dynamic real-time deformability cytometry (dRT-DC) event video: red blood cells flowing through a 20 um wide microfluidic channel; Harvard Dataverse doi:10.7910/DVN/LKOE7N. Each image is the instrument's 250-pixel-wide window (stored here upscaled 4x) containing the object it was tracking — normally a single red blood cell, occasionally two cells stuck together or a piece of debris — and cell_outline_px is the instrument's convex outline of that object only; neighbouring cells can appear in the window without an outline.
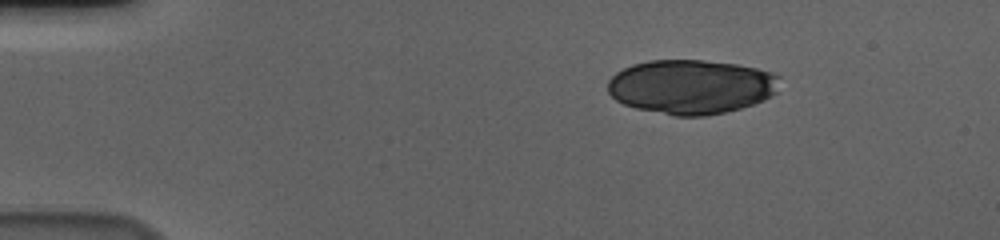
{"species": "human", "species_latin": "Homo sapiens", "temperature_condition": "cold", "stored_images_in_passage": 48, "camera_frame_rate_fps": 3000, "um_per_image_px": 0.085, "donor": {"sex": "male"}, "frame": {"image": 1, "passage_image": 1, "time_ms": 0.0, "image_size_px": [1000, 240], "cell_outline_px": [[780, 76], [776, 92], [772, 96], [764, 100], [740, 108], [724, 112], [704, 116], [676, 116], [636, 108], [624, 104], [616, 100], [608, 92], [608, 80], [616, 72], [632, 64], [648, 60], [704, 60], [736, 64], [756, 68], [772, 72]], "centroid_in_image_um": [58.75, 7.36], "position_along_channel_um": 26.2, "area_um2": 54.56}}